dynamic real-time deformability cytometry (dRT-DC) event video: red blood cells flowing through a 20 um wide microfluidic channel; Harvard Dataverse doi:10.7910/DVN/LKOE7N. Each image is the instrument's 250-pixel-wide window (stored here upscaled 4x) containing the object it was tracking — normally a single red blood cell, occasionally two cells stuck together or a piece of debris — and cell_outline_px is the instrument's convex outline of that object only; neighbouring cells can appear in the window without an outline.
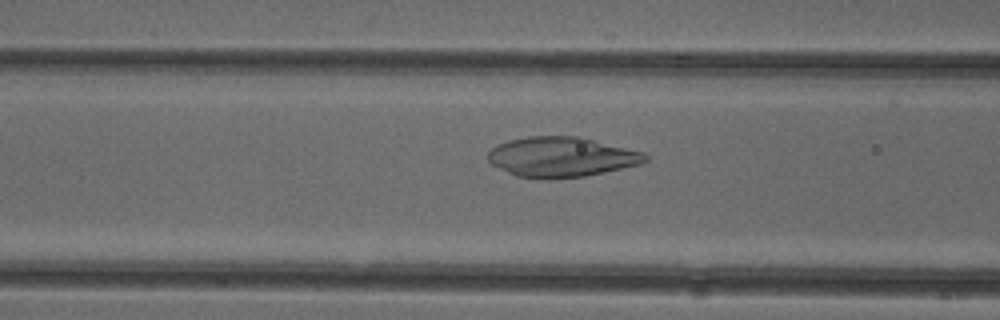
{"species": "common noctule bat (a hibernating species)", "species_latin": "Nyctalus noctula", "temperature_condition": "cold", "stored_images_in_passage": 42, "camera_frame_rate_fps": 3000, "um_per_image_px": 0.085, "animal": {"sex": "female"}, "frame": {"image": 1, "passage_image": 12, "time_ms": 3.667, "image_size_px": [1000, 320], "cell_outline_px": [[648, 160], [640, 164], [604, 172], [584, 176], [516, 176], [492, 164], [488, 160], [488, 152], [496, 144], [508, 140], [528, 136], [580, 136], [644, 152], [648, 156]], "centroid_in_image_um": [47.74, 13.29], "position_along_channel_um": 118.9, "area_um2": 35.89}}
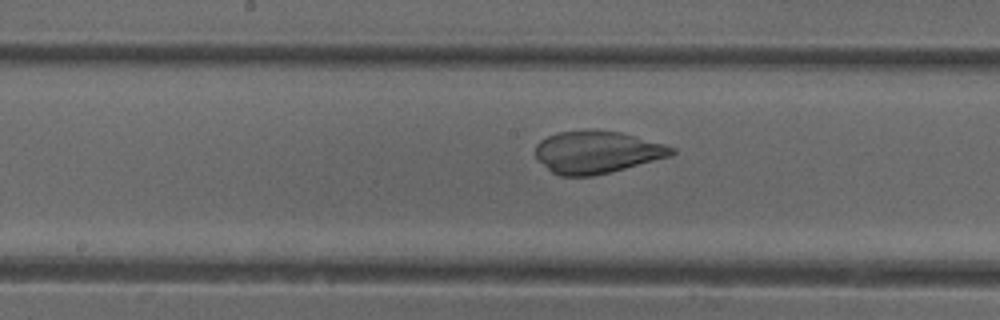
{"frame": {"image": 2, "passage_image": 18, "time_ms": 5.667, "image_size_px": [1000, 320], "cell_outline_px": [[676, 152], [672, 156], [592, 176], [560, 176], [552, 172], [536, 156], [536, 144], [540, 140], [548, 136], [560, 132], [620, 132], [664, 144], [676, 148]], "centroid_in_image_um": [50.77, 12.96], "position_along_channel_um": 197.4, "area_um2": 32.66}}
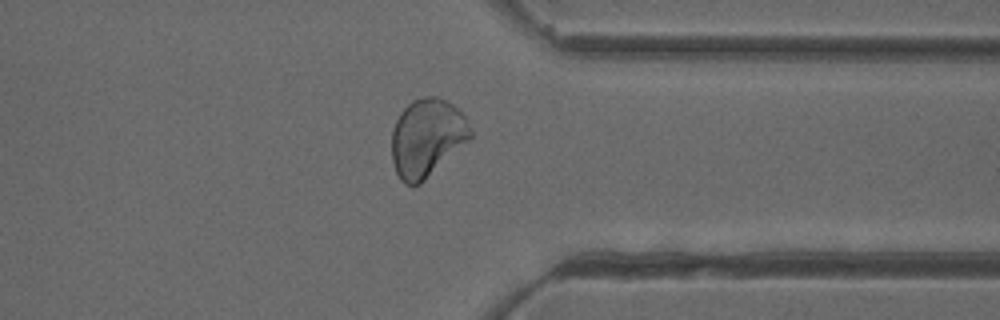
{"frame": {"image": 3, "passage_image": 32, "time_ms": 10.333, "image_size_px": [1000, 320], "cell_outline_px": [[472, 136], [468, 140], [420, 184], [404, 184], [400, 180], [396, 172], [392, 160], [392, 128], [400, 112], [412, 100], [428, 96], [436, 96], [452, 104], [464, 116], [472, 132]], "centroid_in_image_um": [36.25, 11.7], "position_along_channel_um": 375.1, "area_um2": 35.32}}